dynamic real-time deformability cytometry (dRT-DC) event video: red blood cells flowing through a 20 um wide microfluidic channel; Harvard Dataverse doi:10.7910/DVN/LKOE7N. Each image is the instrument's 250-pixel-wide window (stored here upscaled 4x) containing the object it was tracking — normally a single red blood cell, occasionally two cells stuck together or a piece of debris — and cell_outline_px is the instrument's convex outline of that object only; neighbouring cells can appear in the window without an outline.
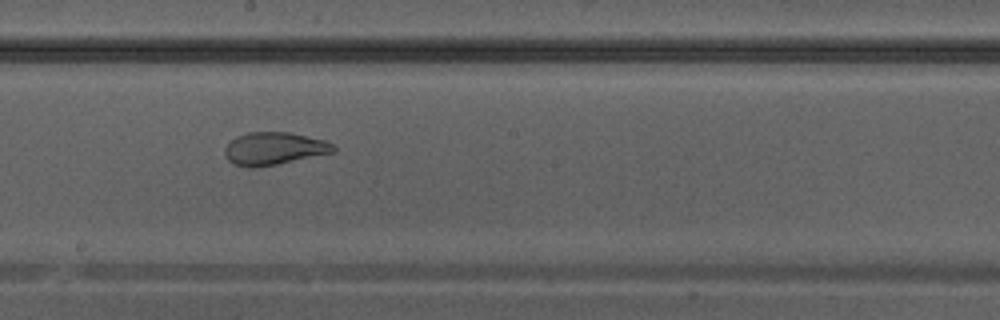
{"species": "Egyptian fruit bat (a non-hibernating species)", "species_latin": "Rousettus aegyptiacus", "temperature_condition": "warm", "stored_images_in_passage": 42, "camera_frame_rate_fps": 3000, "um_per_image_px": 0.085, "animal": {"sex": "male"}, "frame": {"image": 1, "passage_image": 24, "time_ms": 7.667, "image_size_px": [1000, 320], "cell_outline_px": [[336, 152], [276, 164], [252, 168], [248, 168], [232, 164], [224, 156], [224, 148], [236, 136], [248, 132], [288, 132], [324, 140], [332, 144], [336, 148]], "centroid_in_image_um": [23.26, 12.63], "position_along_channel_um": 224.9, "area_um2": 20.69}}